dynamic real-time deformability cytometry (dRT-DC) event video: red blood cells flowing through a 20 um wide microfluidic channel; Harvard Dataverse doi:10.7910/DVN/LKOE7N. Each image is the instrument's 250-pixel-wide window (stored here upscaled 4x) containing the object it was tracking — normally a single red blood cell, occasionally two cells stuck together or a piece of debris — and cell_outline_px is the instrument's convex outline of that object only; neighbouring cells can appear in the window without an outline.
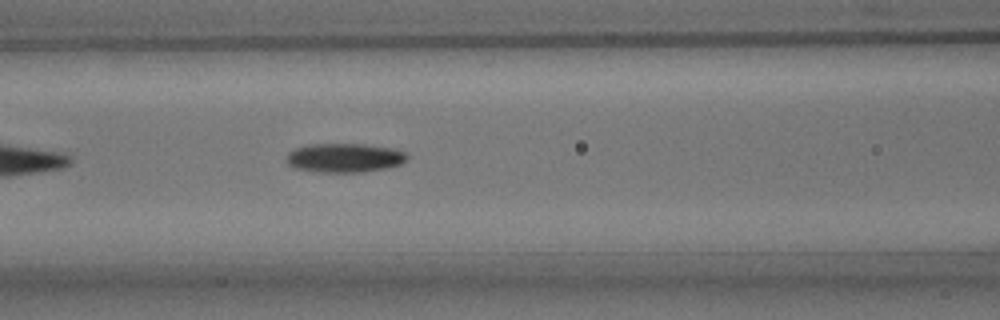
{"species": "common noctule bat (a hibernating species)", "species_latin": "Nyctalus noctula", "temperature_condition": "room temperature", "stored_images_in_passage": 19, "camera_frame_rate_fps": 3000, "um_per_image_px": 0.085, "animal": {"sex": "male", "body_mass_g": 15.6}, "frame": {"image": 1, "passage_image": 9, "time_ms": 2.667, "image_size_px": [1000, 320], "cell_outline_px": [[408, 160], [400, 164], [388, 168], [364, 172], [320, 172], [296, 168], [288, 164], [288, 152], [296, 148], [308, 144], [364, 144], [392, 148], [404, 152], [408, 156]], "centroid_in_image_um": [29.32, 13.41], "position_along_channel_um": 137.3, "area_um2": 20.4}}
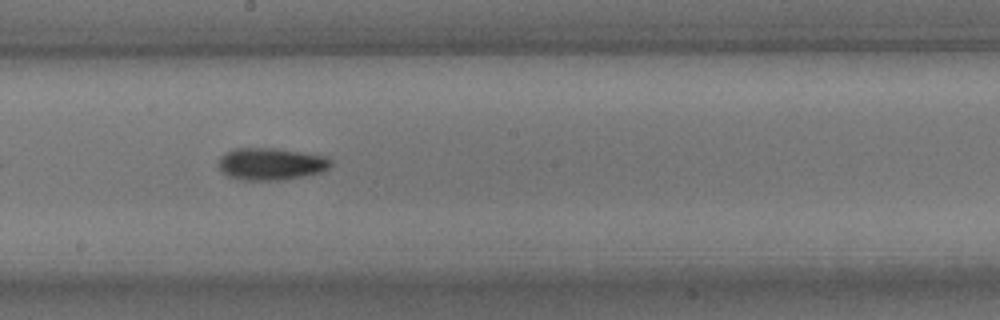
{"frame": {"image": 2, "passage_image": 16, "time_ms": 5.0, "image_size_px": [1000, 320], "cell_outline_px": [[332, 164], [328, 168], [320, 172], [304, 176], [284, 180], [244, 180], [228, 176], [220, 168], [220, 156], [236, 148], [268, 148], [324, 156], [332, 160]], "centroid_in_image_um": [23.04, 13.95], "position_along_channel_um": 225.2, "area_um2": 20.58}}